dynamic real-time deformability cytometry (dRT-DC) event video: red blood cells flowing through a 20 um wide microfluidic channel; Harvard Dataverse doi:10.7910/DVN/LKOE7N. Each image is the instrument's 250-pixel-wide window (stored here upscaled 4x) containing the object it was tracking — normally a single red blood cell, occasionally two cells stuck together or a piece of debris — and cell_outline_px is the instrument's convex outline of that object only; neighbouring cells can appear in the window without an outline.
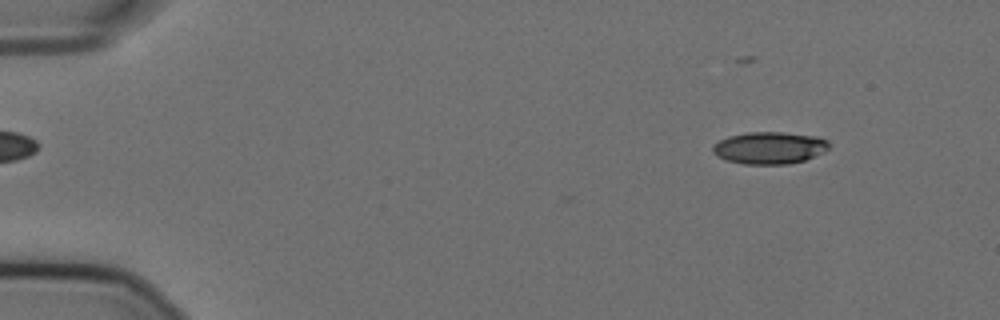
{"species": "Egyptian fruit bat (a non-hibernating species)", "species_latin": "Rousettus aegyptiacus", "temperature_condition": "cold", "stored_images_in_passage": 55, "camera_frame_rate_fps": 3000, "um_per_image_px": 0.085, "animal": {"sex": "female"}, "frame": {"image": 1, "passage_image": 5, "time_ms": 1.333, "image_size_px": [1000, 320], "cell_outline_px": [[828, 148], [824, 152], [804, 160], [788, 164], [744, 164], [724, 160], [716, 156], [712, 152], [712, 144], [728, 136], [748, 132], [784, 132], [820, 136], [828, 140]], "centroid_in_image_um": [65.38, 12.56], "position_along_channel_um": 19.6, "area_um2": 22.02}}
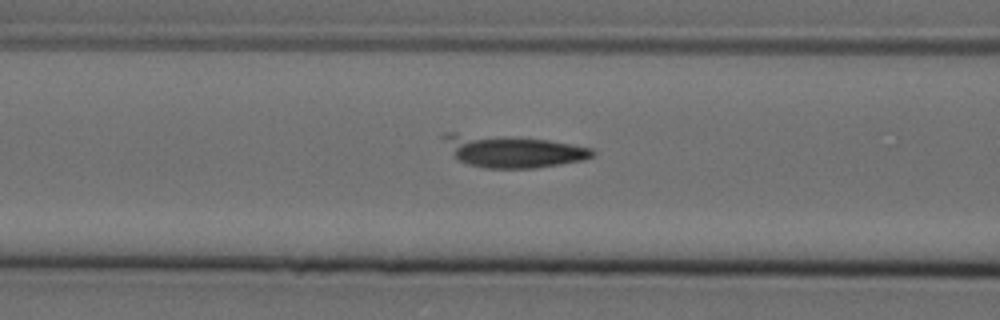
{"frame": {"image": 2, "passage_image": 22, "time_ms": 7.0, "image_size_px": [1000, 320], "cell_outline_px": [[596, 152], [592, 156], [584, 160], [536, 168], [484, 168], [468, 164], [456, 160], [452, 156], [440, 136], [448, 132], [456, 132], [548, 140], [572, 144], [592, 148]], "centroid_in_image_um": [43.5, 12.84], "position_along_channel_um": 123.1, "area_um2": 28.21}}
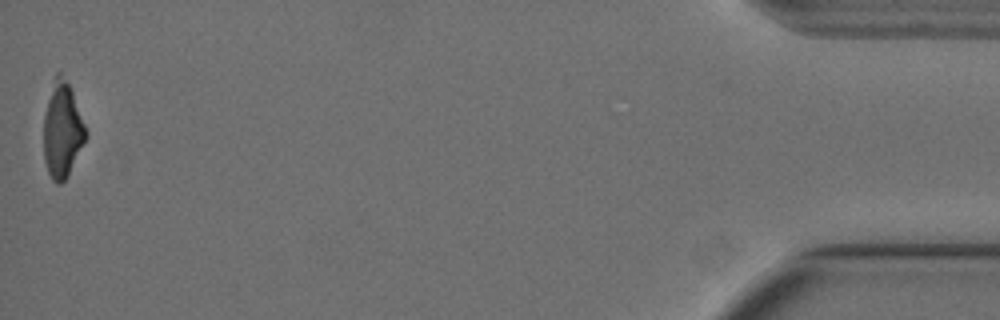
{"frame": {"image": 3, "passage_image": 55, "time_ms": 18.0, "image_size_px": [1000, 320], "cell_outline_px": [[88, 136], [68, 176], [60, 184], [56, 184], [52, 180], [48, 172], [44, 160], [44, 116], [48, 100], [56, 72], [60, 72], [68, 84], [72, 92], [88, 132]], "centroid_in_image_um": [5.31, 11.11], "position_along_channel_um": 429.9, "area_um2": 23.24}, "authors_computed_cell_mechanics": {"area_um2": 24.1604, "velocity_mm_per_s": 3.5903, "shape_relaxation_time_tau1_ms": 4.0729, "shape_relaxation_time_tau2_ms": null, "deformation_change_tau1": 0.1569, "deformation_change_tau2": null}}